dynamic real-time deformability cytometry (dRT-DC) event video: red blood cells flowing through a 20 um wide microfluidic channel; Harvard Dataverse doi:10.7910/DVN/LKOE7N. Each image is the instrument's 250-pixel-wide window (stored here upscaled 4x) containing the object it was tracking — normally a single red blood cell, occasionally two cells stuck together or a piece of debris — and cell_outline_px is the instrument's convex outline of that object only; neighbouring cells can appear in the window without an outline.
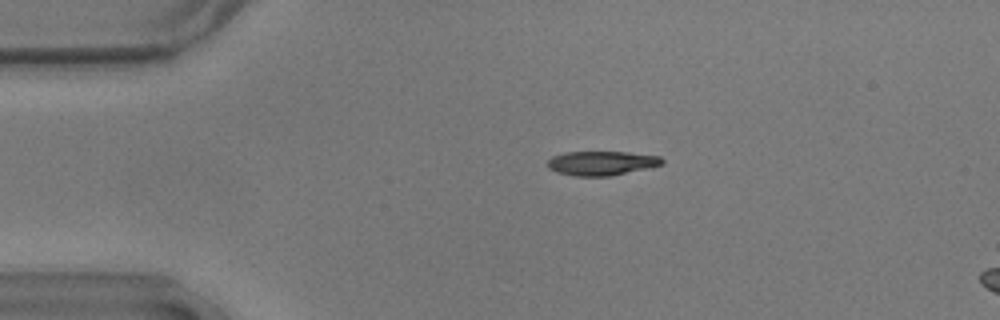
{"species": "common noctule bat (a hibernating species)", "species_latin": "Nyctalus noctula", "temperature_condition": "warm", "stored_images_in_passage": 17, "camera_frame_rate_fps": 3000, "um_per_image_px": 0.085, "animal": {"sex": "male", "body_mass_g": 17.9}, "frame": {"image": 1, "passage_image": 12, "time_ms": 3.667, "image_size_px": [1000, 320], "cell_outline_px": [[664, 164], [652, 168], [608, 176], [576, 176], [556, 172], [548, 168], [548, 160], [552, 156], [564, 152], [628, 152], [660, 156], [664, 160]], "centroid_in_image_um": [51.17, 13.87], "position_along_channel_um": 33.8, "area_um2": 16.36}}